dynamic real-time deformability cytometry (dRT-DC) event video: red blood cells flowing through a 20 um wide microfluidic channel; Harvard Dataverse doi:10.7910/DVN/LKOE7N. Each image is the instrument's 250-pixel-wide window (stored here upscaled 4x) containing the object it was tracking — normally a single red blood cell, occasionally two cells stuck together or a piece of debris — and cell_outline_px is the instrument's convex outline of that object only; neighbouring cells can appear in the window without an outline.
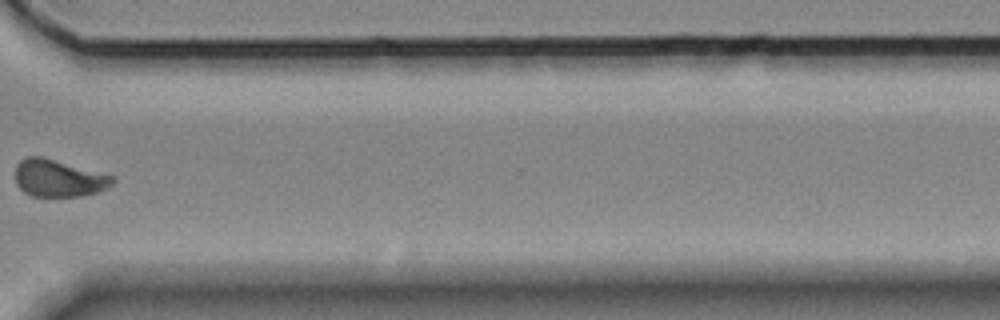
{"species": "Egyptian fruit bat (a non-hibernating species)", "species_latin": "Rousettus aegyptiacus", "temperature_condition": "room temperature", "stored_images_in_passage": 14, "camera_frame_rate_fps": 3000, "um_per_image_px": 0.085, "animal": {"sex": "female"}, "frame": {"image": 1, "passage_image": 10, "time_ms": 11.0, "image_size_px": [1000, 320], "cell_outline_px": [[116, 180], [108, 188], [100, 192], [80, 196], [32, 196], [24, 192], [16, 184], [16, 164], [20, 160], [28, 156], [44, 156], [112, 176]], "centroid_in_image_um": [4.97, 15.15], "position_along_channel_um": 365.6, "area_um2": 21.15}}
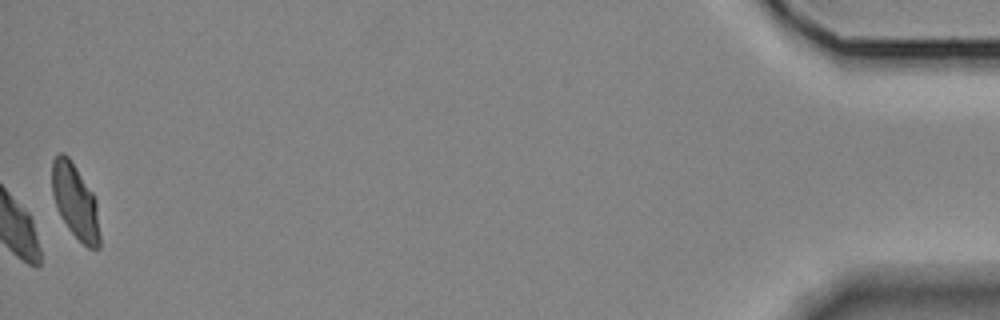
{"frame": {"image": 2, "passage_image": 14, "time_ms": 15.333, "image_size_px": [1000, 320], "cell_outline_px": [[100, 248], [88, 248], [68, 228], [56, 204], [52, 192], [52, 160], [60, 152], [64, 152], [68, 156], [92, 192], [96, 200], [100, 236]], "centroid_in_image_um": [6.41, 17.11], "position_along_channel_um": 428.8, "area_um2": 20.35}, "authors_computed_cell_mechanics": {"area_um2": 22.831, "velocity_mm_per_s": 3.5402, "shape_relaxation_time_tau1_ms": 4.7152, "shape_relaxation_time_tau2_ms": null, "deformation_change_tau1": 0.1483, "deformation_change_tau2": null}}